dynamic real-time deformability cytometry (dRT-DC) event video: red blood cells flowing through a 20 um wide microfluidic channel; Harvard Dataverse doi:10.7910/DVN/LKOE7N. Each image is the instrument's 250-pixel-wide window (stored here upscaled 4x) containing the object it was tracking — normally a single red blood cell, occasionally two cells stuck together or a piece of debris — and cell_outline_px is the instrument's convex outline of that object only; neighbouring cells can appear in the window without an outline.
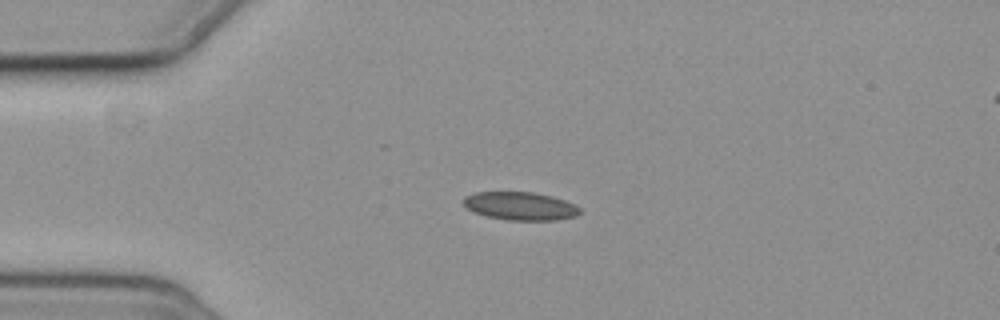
{"species": "common noctule bat (a hibernating species)", "species_latin": "Nyctalus noctula", "temperature_condition": "cold", "stored_images_in_passage": 4, "camera_frame_rate_fps": 3000, "um_per_image_px": 0.085, "animal": {"sex": "female", "body_mass_g": 19.3, "forearm_length_mm": 54.1}, "frame": {"image": 1, "passage_image": 3, "time_ms": 2.0, "image_size_px": [1000, 320], "cell_outline_px": [[580, 212], [576, 216], [556, 220], [508, 220], [488, 216], [472, 212], [464, 208], [464, 196], [476, 192], [532, 192], [552, 196], [564, 200], [580, 208]], "centroid_in_image_um": [44.19, 17.51], "position_along_channel_um": 40.8, "area_um2": 19.07}}